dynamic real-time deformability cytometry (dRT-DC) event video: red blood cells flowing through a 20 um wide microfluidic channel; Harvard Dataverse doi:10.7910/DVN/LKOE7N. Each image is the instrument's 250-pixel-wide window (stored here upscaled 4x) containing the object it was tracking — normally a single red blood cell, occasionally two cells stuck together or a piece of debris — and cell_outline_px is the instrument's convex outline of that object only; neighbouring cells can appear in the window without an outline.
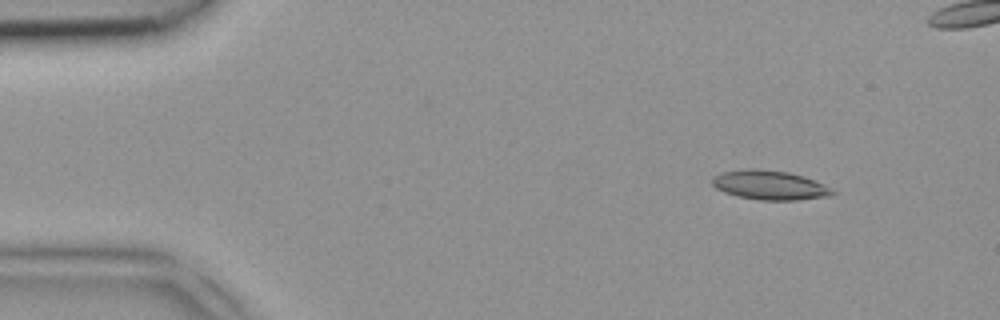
{"species": "common noctule bat (a hibernating species)", "species_latin": "Nyctalus noctula", "temperature_condition": "room temperature", "stored_images_in_passage": 5, "camera_frame_rate_fps": 3000, "um_per_image_px": 0.085, "animal": {"sex": "female", "body_mass_g": 18.4}, "frame": {"image": 1, "passage_image": 2, "time_ms": 0.333, "image_size_px": [1000, 320], "cell_outline_px": [[836, 192], [832, 196], [796, 200], [760, 200], [736, 196], [724, 192], [716, 188], [712, 184], [712, 176], [720, 172], [744, 168], [756, 168], [788, 172], [804, 176], [824, 184], [832, 188]], "centroid_in_image_um": [65.41, 15.73], "position_along_channel_um": 19.6, "area_um2": 20.87}}